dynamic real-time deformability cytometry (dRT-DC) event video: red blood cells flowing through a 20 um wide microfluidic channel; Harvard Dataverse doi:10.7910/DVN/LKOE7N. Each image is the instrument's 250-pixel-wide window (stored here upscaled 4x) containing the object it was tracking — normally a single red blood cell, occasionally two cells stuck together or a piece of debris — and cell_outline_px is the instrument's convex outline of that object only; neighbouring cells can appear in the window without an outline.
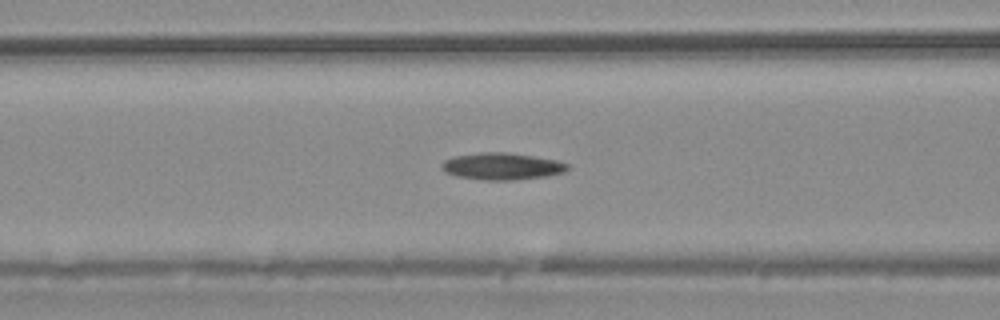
{"species": "common noctule bat (a hibernating species)", "species_latin": "Nyctalus noctula", "temperature_condition": "warm", "stored_images_in_passage": 56, "camera_frame_rate_fps": 3000, "um_per_image_px": 0.085, "animal": {"sex": "male", "body_mass_g": 20.4}, "frame": {"image": 1, "passage_image": 22, "time_ms": 7.0, "image_size_px": [1000, 320], "cell_outline_px": [[568, 168], [564, 172], [548, 176], [512, 180], [484, 180], [456, 176], [444, 172], [440, 168], [440, 164], [444, 160], [452, 156], [480, 152], [504, 152], [532, 156], [556, 160], [568, 164]], "centroid_in_image_um": [42.6, 14.13], "position_along_channel_um": 124.0, "area_um2": 19.83}}
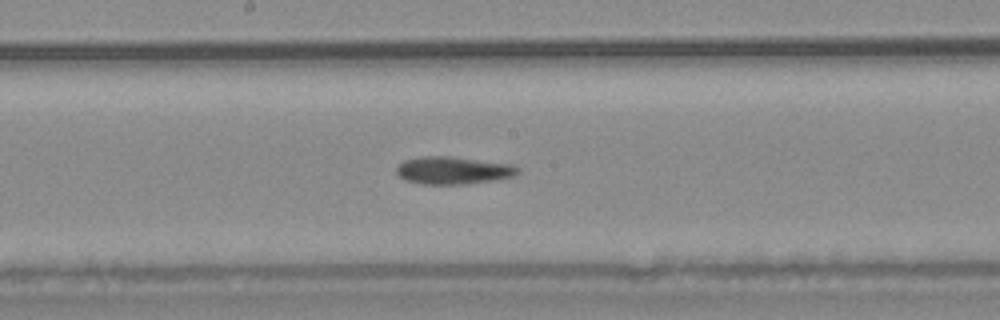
{"frame": {"image": 2, "passage_image": 29, "time_ms": 9.333, "image_size_px": [1000, 320], "cell_outline_px": [[520, 172], [512, 176], [492, 180], [468, 184], [424, 184], [404, 180], [396, 172], [396, 168], [404, 160], [420, 156], [452, 156], [512, 164], [520, 168]], "centroid_in_image_um": [38.52, 14.47], "position_along_channel_um": 209.7, "area_um2": 19.54}}
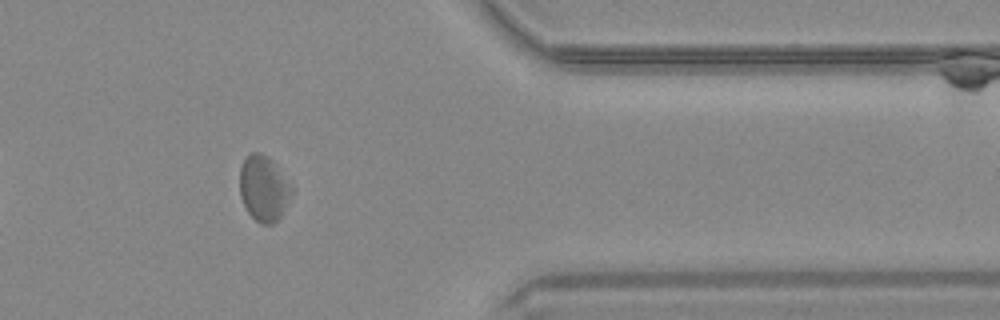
{"frame": {"image": 3, "passage_image": 45, "time_ms": 14.667, "image_size_px": [1000, 320], "cell_outline_px": [[296, 188], [280, 216], [272, 224], [260, 224], [248, 212], [240, 196], [240, 168], [244, 160], [252, 152], [260, 152], [268, 156]], "centroid_in_image_um": [22.45, 16.0], "position_along_channel_um": 389.0, "area_um2": 19.94}, "authors_computed_cell_mechanics": {"area_um2": 19.5653, "velocity_mm_per_s": 3.6852, "shape_relaxation_time_tau1_ms": null, "shape_relaxation_time_tau2_ms": 6.1837, "deformation_change_tau1": null, "deformation_change_tau2": 0.0945}}